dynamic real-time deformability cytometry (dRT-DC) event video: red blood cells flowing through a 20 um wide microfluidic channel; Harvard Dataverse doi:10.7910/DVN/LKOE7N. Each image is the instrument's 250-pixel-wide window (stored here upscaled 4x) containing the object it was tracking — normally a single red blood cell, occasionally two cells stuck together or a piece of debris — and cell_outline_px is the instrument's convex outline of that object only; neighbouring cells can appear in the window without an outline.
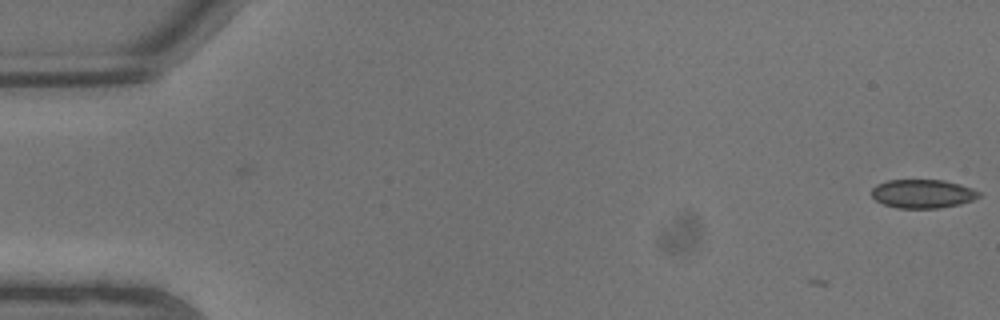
{"species": "common noctule bat (a hibernating species)", "species_latin": "Nyctalus noctula", "temperature_condition": "warm", "stored_images_in_passage": 2, "camera_frame_rate_fps": 3000, "um_per_image_px": 0.085, "animal": {"sex": "male", "body_mass_g": 13.3}, "frame": {"image": 1, "passage_image": 2, "time_ms": 0.333, "image_size_px": [1000, 320], "cell_outline_px": [[980, 196], [972, 200], [960, 204], [940, 208], [896, 208], [884, 204], [876, 200], [872, 196], [872, 188], [876, 184], [888, 180], [944, 180], [960, 184], [972, 188], [980, 192]], "centroid_in_image_um": [78.43, 16.47], "position_along_channel_um": 6.6, "area_um2": 17.98}}